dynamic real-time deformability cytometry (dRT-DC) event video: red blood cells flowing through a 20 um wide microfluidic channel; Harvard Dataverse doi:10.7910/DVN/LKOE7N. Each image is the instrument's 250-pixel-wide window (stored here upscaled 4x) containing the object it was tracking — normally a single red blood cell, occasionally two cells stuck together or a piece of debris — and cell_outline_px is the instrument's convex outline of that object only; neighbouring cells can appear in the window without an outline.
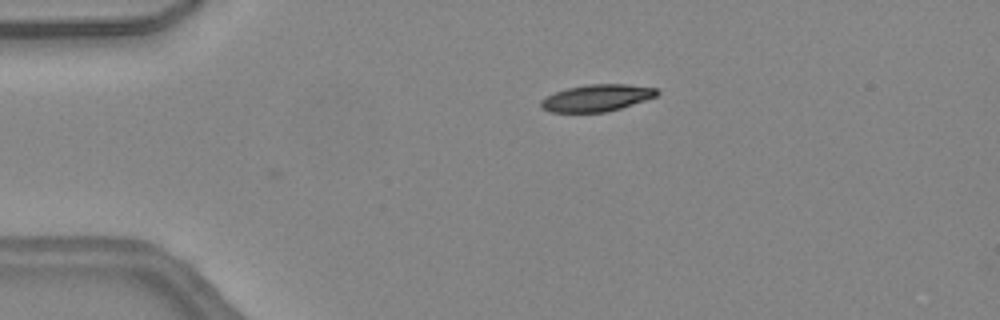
{"species": "common noctule bat (a hibernating species)", "species_latin": "Nyctalus noctula", "temperature_condition": "warm", "stored_images_in_passage": 3, "camera_frame_rate_fps": 3000, "um_per_image_px": 0.085, "animal": {"sex": "female", "body_mass_g": 24.6, "forearm_length_mm": 56.2}, "frame": {"image": 1, "passage_image": 3, "time_ms": 0.667, "image_size_px": [1000, 320], "cell_outline_px": [[660, 92], [656, 96], [608, 112], [548, 112], [540, 108], [540, 100], [544, 96], [568, 88], [588, 84], [628, 84], [656, 88]], "centroid_in_image_um": [50.68, 8.32], "position_along_channel_um": 34.3, "area_um2": 18.21}}